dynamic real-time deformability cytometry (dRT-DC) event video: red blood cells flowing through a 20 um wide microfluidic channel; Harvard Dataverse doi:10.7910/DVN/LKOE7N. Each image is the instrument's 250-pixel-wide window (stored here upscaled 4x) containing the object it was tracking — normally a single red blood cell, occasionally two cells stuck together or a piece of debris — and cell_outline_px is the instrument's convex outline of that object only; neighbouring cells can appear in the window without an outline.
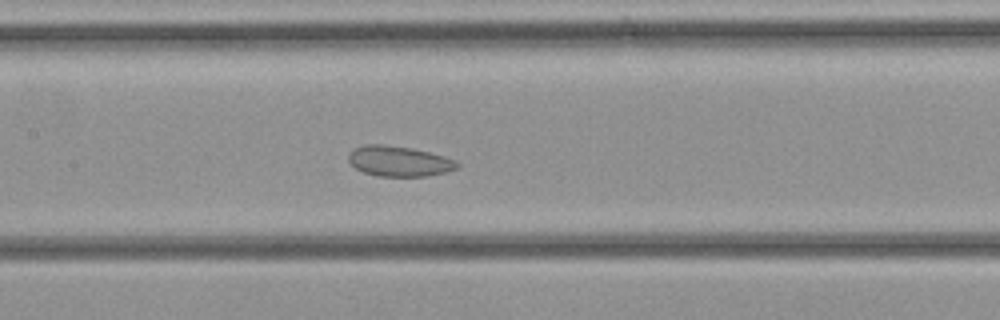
{"species": "common noctule bat (a hibernating species)", "species_latin": "Nyctalus noctula", "temperature_condition": "cold", "stored_images_in_passage": 35, "camera_frame_rate_fps": 3000, "um_per_image_px": 0.085, "animal": {"sex": "female", "body_mass_g": 21.9}, "frame": {"image": 1, "passage_image": 16, "time_ms": 5.0, "image_size_px": [1000, 320], "cell_outline_px": [[460, 168], [428, 176], [376, 176], [364, 172], [356, 168], [348, 160], [348, 156], [352, 148], [364, 144], [384, 144], [412, 148], [428, 152], [456, 160], [460, 164]], "centroid_in_image_um": [33.91, 13.69], "position_along_channel_um": 173.5, "area_um2": 19.31}}
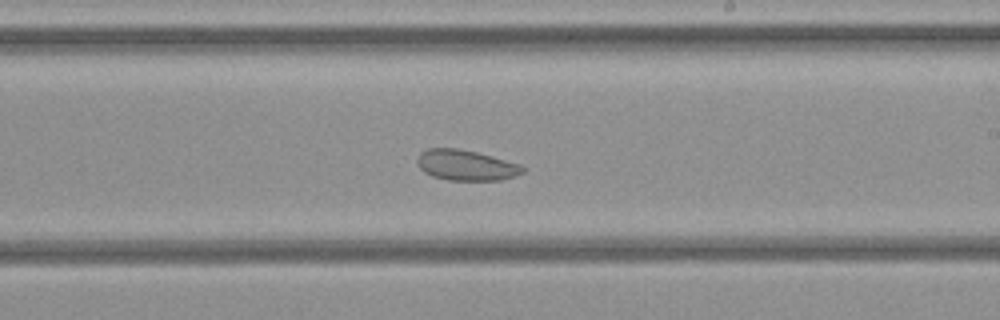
{"frame": {"image": 2, "passage_image": 20, "time_ms": 6.333, "image_size_px": [1000, 320], "cell_outline_px": [[524, 172], [516, 176], [500, 180], [448, 180], [432, 176], [424, 172], [420, 168], [416, 160], [420, 152], [428, 148], [456, 148], [476, 152], [520, 164], [524, 168]], "centroid_in_image_um": [39.59, 14.04], "position_along_channel_um": 249.4, "area_um2": 18.73}}